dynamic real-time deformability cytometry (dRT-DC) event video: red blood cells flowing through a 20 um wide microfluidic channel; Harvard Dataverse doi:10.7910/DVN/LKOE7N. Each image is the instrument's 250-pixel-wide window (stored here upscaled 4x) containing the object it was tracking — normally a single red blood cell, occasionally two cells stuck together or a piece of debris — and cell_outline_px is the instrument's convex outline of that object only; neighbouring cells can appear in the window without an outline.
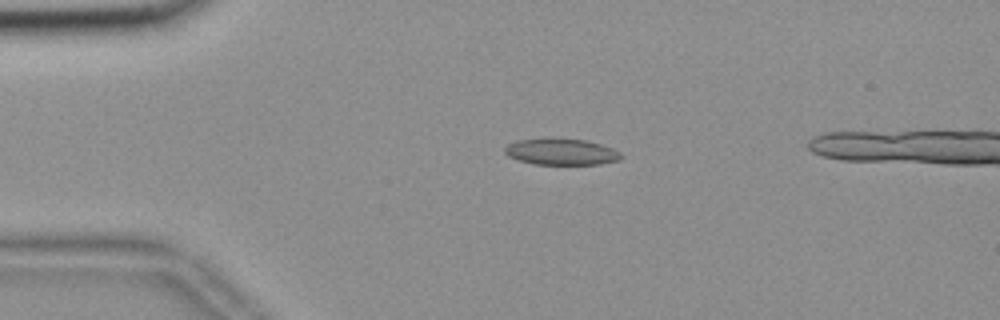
{"species": "common noctule bat (a hibernating species)", "species_latin": "Nyctalus noctula", "temperature_condition": "room temperature", "stored_images_in_passage": 16, "camera_frame_rate_fps": 3000, "um_per_image_px": 0.085, "animal": {"sex": "female", "body_mass_g": 18.4}, "frame": {"image": 1, "passage_image": 12, "time_ms": 3.667, "image_size_px": [1000, 320], "cell_outline_px": [[624, 156], [620, 160], [600, 164], [536, 164], [520, 160], [508, 156], [504, 152], [504, 148], [508, 144], [520, 140], [584, 140], [600, 144], [612, 148], [620, 152]], "centroid_in_image_um": [47.76, 12.93], "position_along_channel_um": 37.2, "area_um2": 17.22}}